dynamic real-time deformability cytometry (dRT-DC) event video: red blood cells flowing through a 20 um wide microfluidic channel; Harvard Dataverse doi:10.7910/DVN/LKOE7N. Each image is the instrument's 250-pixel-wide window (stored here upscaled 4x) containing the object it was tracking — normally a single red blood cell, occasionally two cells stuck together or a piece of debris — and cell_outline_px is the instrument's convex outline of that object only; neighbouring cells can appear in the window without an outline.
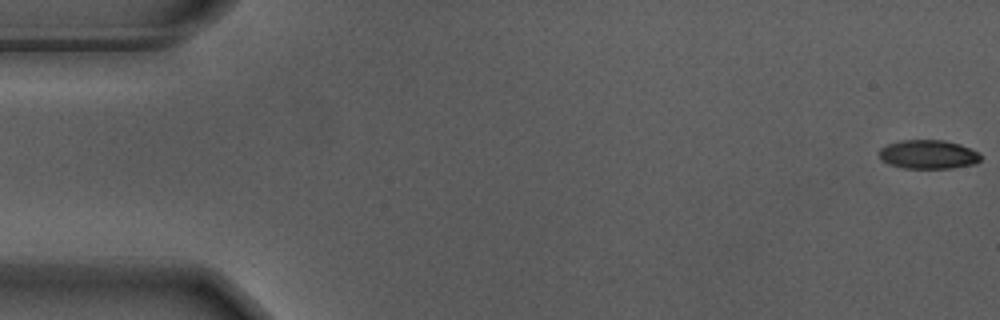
{"species": "Egyptian fruit bat (a non-hibernating species)", "species_latin": "Rousettus aegyptiacus", "temperature_condition": "warm", "stored_images_in_passage": 56, "camera_frame_rate_fps": 3000, "um_per_image_px": 0.085, "animal": {"sex": "male"}, "frame": {"image": 1, "passage_image": 1, "time_ms": 0.0, "image_size_px": [1000, 320], "cell_outline_px": [[980, 160], [976, 164], [952, 168], [904, 168], [888, 164], [880, 156], [880, 148], [888, 144], [900, 140], [944, 140], [960, 144], [980, 152]], "centroid_in_image_um": [78.94, 13.12], "position_along_channel_um": 6.1, "area_um2": 17.11}}
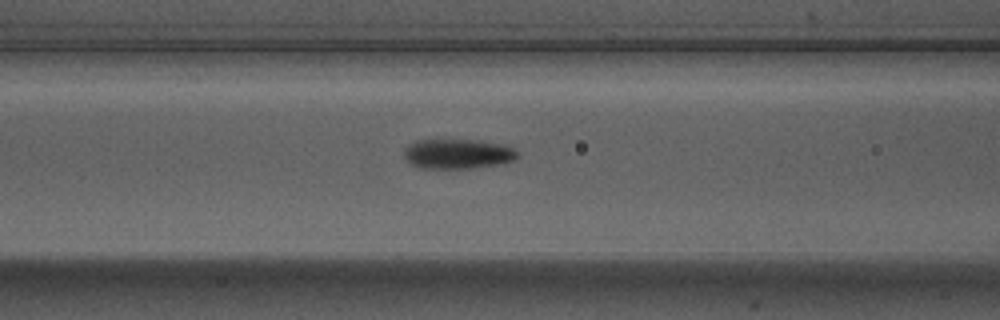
{"frame": {"image": 2, "passage_image": 23, "time_ms": 7.333, "image_size_px": [1000, 320], "cell_outline_px": [[520, 156], [504, 164], [472, 168], [420, 168], [412, 164], [404, 156], [404, 148], [408, 144], [416, 140], [480, 140], [512, 148], [520, 152]], "centroid_in_image_um": [38.91, 13.08], "position_along_channel_um": 127.7, "area_um2": 19.71}}
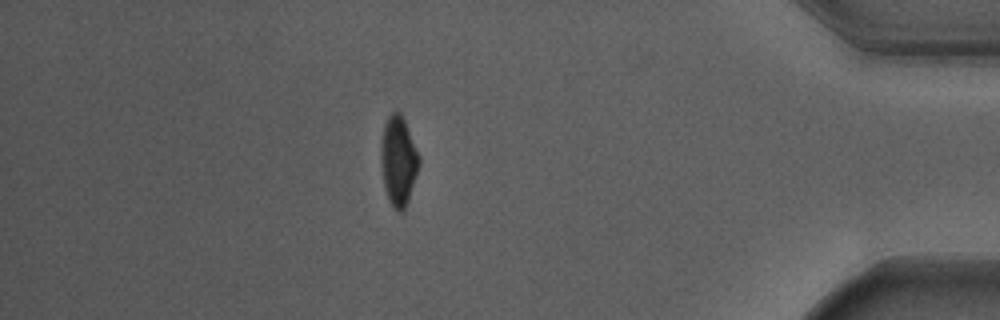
{"frame": {"image": 3, "passage_image": 49, "time_ms": 16.0, "image_size_px": [1000, 320], "cell_outline_px": [[420, 164], [408, 200], [404, 208], [400, 212], [396, 212], [392, 208], [388, 200], [384, 188], [380, 156], [380, 148], [384, 124], [392, 108], [400, 112], [404, 120], [420, 156]], "centroid_in_image_um": [33.85, 13.66], "position_along_channel_um": 401.4, "area_um2": 20.11}, "authors_computed_cell_mechanics": {"area_um2": 19.4208, "velocity_mm_per_s": 3.6845, "shape_relaxation_time_tau1_ms": 3.6766, "shape_relaxation_time_tau2_ms": 1.8303, "deformation_change_tau1": 0.1641, "deformation_change_tau2": 0.0637}}